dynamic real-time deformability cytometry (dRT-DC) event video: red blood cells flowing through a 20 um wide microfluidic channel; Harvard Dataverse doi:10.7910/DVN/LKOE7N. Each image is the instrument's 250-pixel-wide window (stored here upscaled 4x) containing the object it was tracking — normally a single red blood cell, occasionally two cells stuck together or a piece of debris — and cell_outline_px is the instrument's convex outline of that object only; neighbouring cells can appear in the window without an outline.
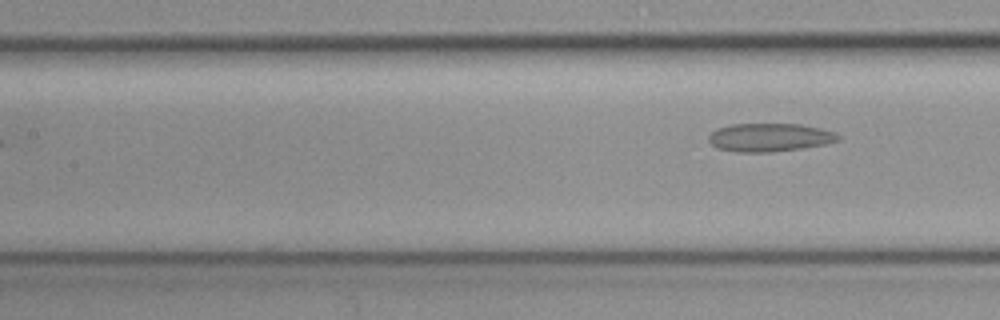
{"species": "common noctule bat (a hibernating species)", "species_latin": "Nyctalus noctula", "temperature_condition": "cold", "stored_images_in_passage": 8, "camera_frame_rate_fps": 3000, "um_per_image_px": 0.085, "animal": {"sex": "female", "body_mass_g": 19.3, "forearm_length_mm": 54.1}, "frame": {"image": 1, "passage_image": 8, "time_ms": 2.333, "image_size_px": [1000, 320], "cell_outline_px": [[840, 140], [824, 144], [800, 148], [772, 152], [732, 152], [716, 148], [708, 140], [708, 136], [716, 128], [732, 124], [800, 124], [820, 128], [836, 132], [840, 136]], "centroid_in_image_um": [65.39, 11.68], "position_along_channel_um": 142.0, "area_um2": 21.44}}